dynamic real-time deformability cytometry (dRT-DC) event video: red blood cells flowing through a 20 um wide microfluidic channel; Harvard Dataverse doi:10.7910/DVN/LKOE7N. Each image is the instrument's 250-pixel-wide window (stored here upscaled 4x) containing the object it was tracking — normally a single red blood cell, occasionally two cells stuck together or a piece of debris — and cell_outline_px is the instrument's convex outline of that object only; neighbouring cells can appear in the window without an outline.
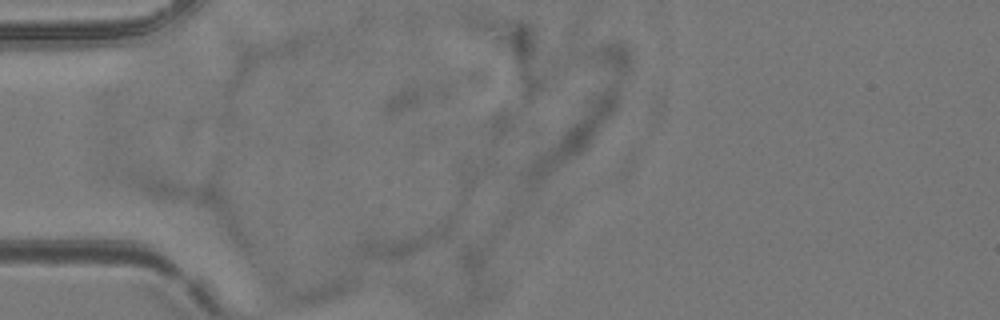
{"species": "common noctule bat (a hibernating species)", "species_latin": "Nyctalus noctula", "temperature_condition": "room temperature", "stored_images_in_passage": 3, "camera_frame_rate_fps": 3000, "um_per_image_px": 0.085, "animal": {"sex": "female", "body_mass_g": 24.6, "forearm_length_mm": 56.2}, "frame": {"image": 1, "passage_image": 2, "time_ms": 0.333, "image_size_px": [1000, 320], "cell_outline_px": [[456, 212], [448, 240], [396, 260], [384, 260], [352, 256], [356, 244], [372, 236]], "centroid_in_image_um": [34.52, 20.37], "position_along_channel_um": 50.5, "area_um2": 18.26}}